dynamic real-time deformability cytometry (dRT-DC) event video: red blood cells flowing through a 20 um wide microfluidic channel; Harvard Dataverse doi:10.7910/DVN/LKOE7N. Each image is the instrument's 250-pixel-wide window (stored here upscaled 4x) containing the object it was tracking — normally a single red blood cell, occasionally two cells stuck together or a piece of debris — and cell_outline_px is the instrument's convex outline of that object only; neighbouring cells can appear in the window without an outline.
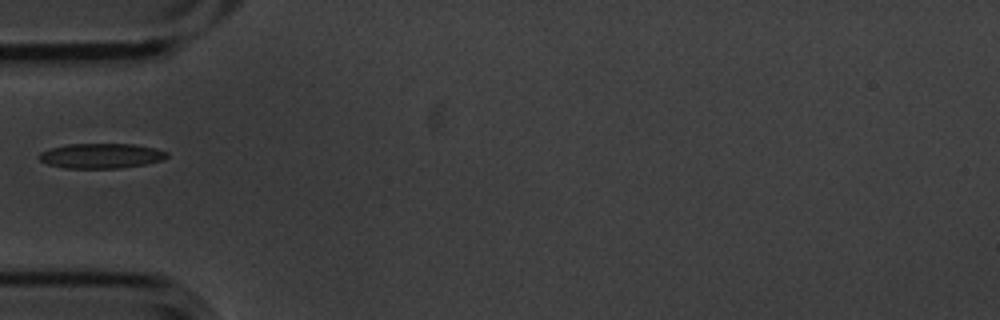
{"species": "common noctule bat (a hibernating species)", "species_latin": "Nyctalus noctula", "temperature_condition": "cold", "stored_images_in_passage": 2, "camera_frame_rate_fps": 3000, "um_per_image_px": 0.085, "animal": {"sex": "male", "body_mass_g": 20.1, "forearm_length_mm": 53.5}, "frame": {"image": 1, "passage_image": 2, "time_ms": 0.333, "image_size_px": [1000, 320], "cell_outline_px": [[168, 156], [164, 160], [144, 164], [120, 168], [64, 168], [48, 164], [40, 160], [36, 156], [40, 152], [48, 148], [68, 144], [132, 144], [156, 148], [168, 152]], "centroid_in_image_um": [8.57, 13.24], "position_along_channel_um": 76.4, "area_um2": 18.73}}